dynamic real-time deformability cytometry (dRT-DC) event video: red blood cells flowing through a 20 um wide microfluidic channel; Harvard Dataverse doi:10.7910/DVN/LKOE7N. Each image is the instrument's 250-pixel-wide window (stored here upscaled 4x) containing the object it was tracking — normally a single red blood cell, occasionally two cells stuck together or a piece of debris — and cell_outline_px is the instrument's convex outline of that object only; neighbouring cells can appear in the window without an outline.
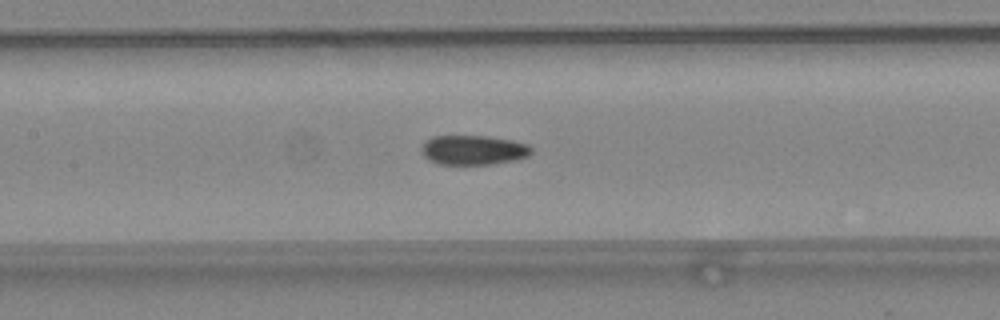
{"species": "common noctule bat (a hibernating species)", "species_latin": "Nyctalus noctula", "temperature_condition": "warm", "stored_images_in_passage": 47, "camera_frame_rate_fps": 3000, "um_per_image_px": 0.085, "animal": {"sex": "female", "body_mass_g": 24.6, "forearm_length_mm": 56.2}, "frame": {"image": 1, "passage_image": 22, "time_ms": 7.0, "image_size_px": [1000, 320], "cell_outline_px": [[532, 152], [528, 156], [512, 160], [492, 164], [440, 164], [428, 160], [424, 156], [420, 148], [432, 136], [488, 136], [512, 140], [528, 144], [532, 148]], "centroid_in_image_um": [40.24, 12.75], "position_along_channel_um": 167.2, "area_um2": 18.84}}
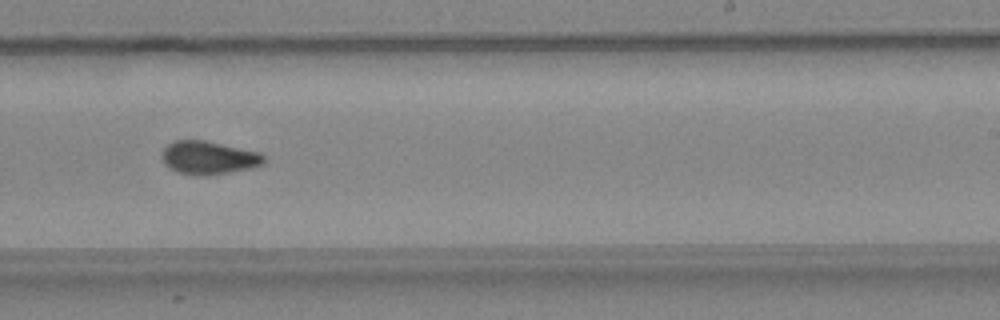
{"frame": {"image": 2, "passage_image": 29, "time_ms": 9.333, "image_size_px": [1000, 320], "cell_outline_px": [[264, 164], [252, 168], [208, 176], [192, 176], [176, 172], [168, 168], [164, 164], [160, 156], [160, 152], [172, 140], [204, 140], [260, 152], [264, 156]], "centroid_in_image_um": [17.68, 13.42], "position_along_channel_um": 271.3, "area_um2": 20.23}}
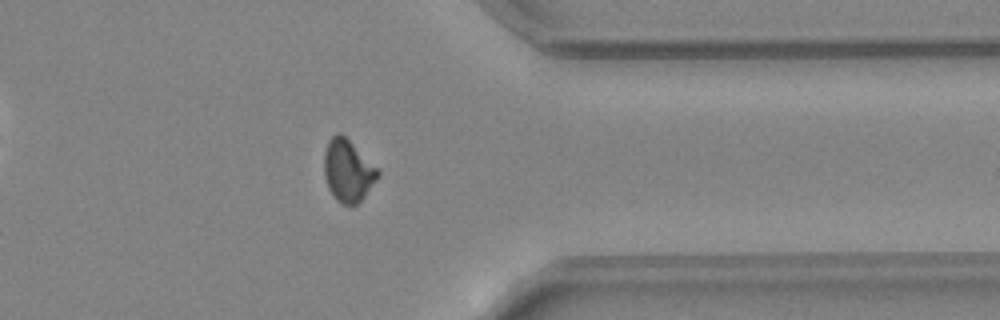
{"frame": {"image": 3, "passage_image": 37, "time_ms": 12.0, "image_size_px": [1000, 320], "cell_outline_px": [[380, 176], [364, 196], [356, 204], [344, 204], [336, 200], [328, 188], [324, 176], [324, 152], [328, 140], [336, 132], [340, 132], [380, 172]], "centroid_in_image_um": [29.54, 14.51], "position_along_channel_um": 381.9, "area_um2": 19.07}, "authors_computed_cell_mechanics": {"area_um2": 19.074, "velocity_mm_per_s": 4.4796, "shape_relaxation_time_tau1_ms": null, "shape_relaxation_time_tau2_ms": 2.5283, "deformation_change_tau1": null, "deformation_change_tau2": 0.0696}}